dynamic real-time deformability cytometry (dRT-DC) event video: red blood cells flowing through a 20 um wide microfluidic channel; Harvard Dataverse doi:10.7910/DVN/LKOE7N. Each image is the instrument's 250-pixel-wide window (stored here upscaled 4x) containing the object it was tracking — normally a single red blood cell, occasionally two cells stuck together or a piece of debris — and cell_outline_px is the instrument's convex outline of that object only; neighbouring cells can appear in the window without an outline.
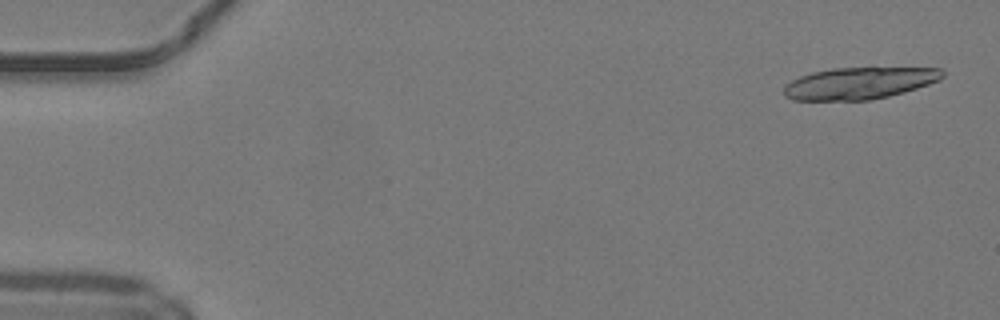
{"species": "common noctule bat (a hibernating species)", "species_latin": "Nyctalus noctula", "temperature_condition": "warm", "stored_images_in_passage": 17, "camera_frame_rate_fps": 3000, "um_per_image_px": 0.085, "animal": {"sex": "male", "body_mass_g": 19.2, "forearm_length_mm": 51.8}, "frame": {"image": 1, "passage_image": 2, "time_ms": 0.333, "image_size_px": [1000, 320], "cell_outline_px": [[944, 76], [940, 80], [904, 92], [888, 96], [868, 100], [792, 100], [784, 96], [784, 84], [800, 76], [812, 72], [832, 68], [940, 68], [944, 72]], "centroid_in_image_um": [73.01, 7.07], "position_along_channel_um": 12.0, "area_um2": 29.36}}